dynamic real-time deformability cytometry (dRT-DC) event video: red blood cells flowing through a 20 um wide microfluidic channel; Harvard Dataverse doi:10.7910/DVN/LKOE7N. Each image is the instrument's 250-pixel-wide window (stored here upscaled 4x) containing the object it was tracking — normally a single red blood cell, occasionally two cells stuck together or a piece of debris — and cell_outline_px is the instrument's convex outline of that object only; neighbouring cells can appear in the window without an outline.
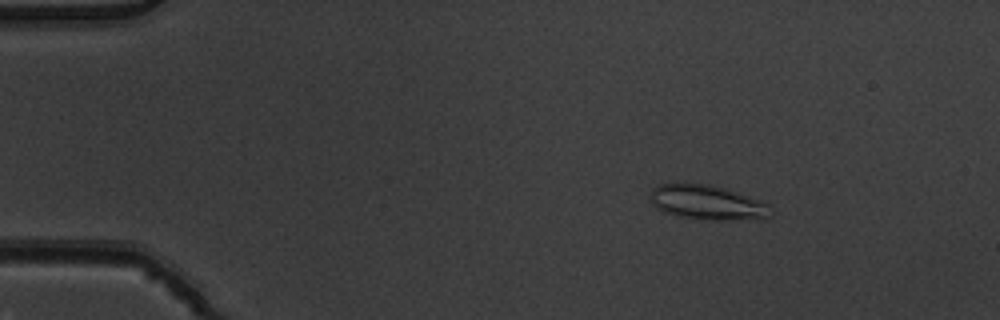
{"species": "common noctule bat (a hibernating species)", "species_latin": "Nyctalus noctula", "temperature_condition": "warm", "stored_images_in_passage": 5, "camera_frame_rate_fps": 3000, "um_per_image_px": 0.085, "animal": {"sex": "male", "body_mass_g": 19.5, "forearm_length_mm": 54.6}, "frame": {"image": 1, "passage_image": 3, "time_ms": 0.667, "image_size_px": [1000, 320], "cell_outline_px": [[772, 216], [728, 220], [720, 220], [684, 216], [664, 212], [656, 208], [652, 204], [652, 188], [660, 184], [712, 184], [760, 200], [768, 204]], "centroid_in_image_um": [60.11, 17.19], "position_along_channel_um": 24.9, "area_um2": 23.52}}